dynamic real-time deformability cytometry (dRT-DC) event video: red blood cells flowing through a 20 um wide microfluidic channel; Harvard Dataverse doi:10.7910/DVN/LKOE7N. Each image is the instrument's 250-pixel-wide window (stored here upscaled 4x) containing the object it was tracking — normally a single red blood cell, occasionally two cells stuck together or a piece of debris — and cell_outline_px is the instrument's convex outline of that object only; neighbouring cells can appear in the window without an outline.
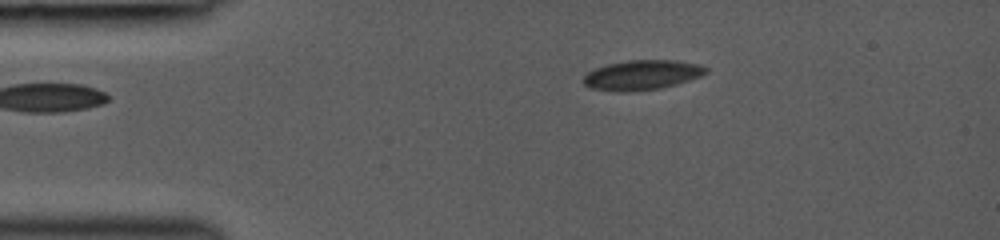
{"species": "common noctule bat (a hibernating species)", "species_latin": "Nyctalus noctula", "temperature_condition": "room temperature", "stored_images_in_passage": 6, "camera_frame_rate_fps": 3000, "um_per_image_px": 0.085, "animal": {"sex": "female", "body_mass_g": 19.0, "forearm_length_mm": 53.3}, "frame": {"image": 1, "passage_image": 6, "time_ms": 2.667, "image_size_px": [1000, 240], "cell_outline_px": [[708, 72], [700, 76], [676, 84], [660, 88], [628, 92], [592, 88], [584, 84], [584, 76], [588, 72], [596, 68], [608, 64], [628, 60], [676, 60], [700, 64], [708, 68]], "centroid_in_image_um": [54.61, 6.36], "position_along_channel_um": 30.4, "area_um2": 21.04}}